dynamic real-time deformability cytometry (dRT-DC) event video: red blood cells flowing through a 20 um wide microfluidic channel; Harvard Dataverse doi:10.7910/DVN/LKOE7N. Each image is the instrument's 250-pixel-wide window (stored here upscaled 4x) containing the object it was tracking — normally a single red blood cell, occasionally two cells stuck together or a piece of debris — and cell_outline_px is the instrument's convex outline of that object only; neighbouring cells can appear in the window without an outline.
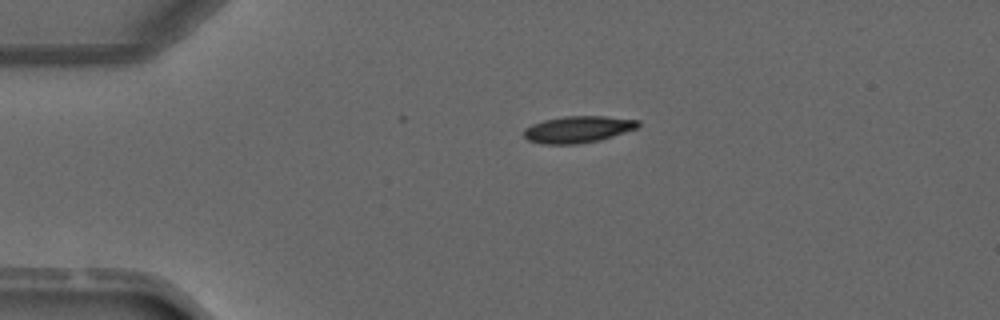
{"species": "common noctule bat (a hibernating species)", "species_latin": "Nyctalus noctula", "temperature_condition": "warm", "stored_images_in_passage": 3, "camera_frame_rate_fps": 3000, "um_per_image_px": 0.085, "animal": {"sex": "male", "forearm_length_mm": 52.5}, "frame": {"image": 1, "passage_image": 3, "time_ms": 3.333, "image_size_px": [1000, 320], "cell_outline_px": [[640, 124], [636, 128], [600, 140], [576, 144], [544, 144], [528, 140], [524, 136], [524, 128], [532, 124], [544, 120], [564, 116], [604, 116], [640, 120]], "centroid_in_image_um": [49.11, 10.99], "position_along_channel_um": 35.9, "area_um2": 17.69}}